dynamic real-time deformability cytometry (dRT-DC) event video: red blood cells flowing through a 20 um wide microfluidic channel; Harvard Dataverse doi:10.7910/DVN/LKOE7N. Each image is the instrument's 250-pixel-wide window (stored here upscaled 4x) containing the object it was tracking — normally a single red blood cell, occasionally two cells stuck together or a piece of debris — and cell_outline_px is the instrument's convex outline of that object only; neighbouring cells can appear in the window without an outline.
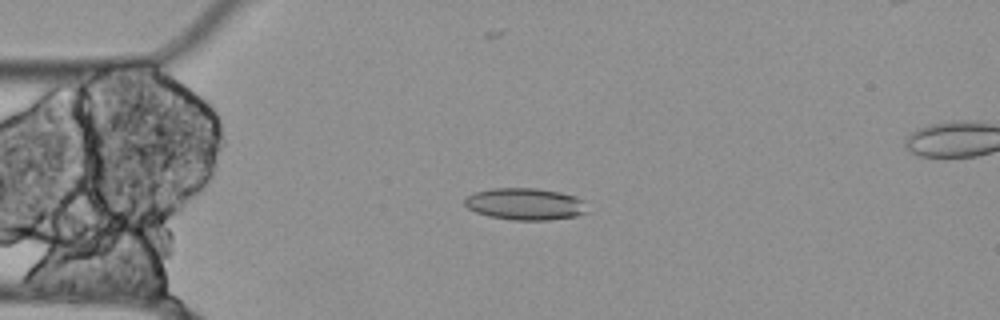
{"species": "Egyptian fruit bat (a non-hibernating species)", "species_latin": "Rousettus aegyptiacus", "temperature_condition": "cold", "stored_images_in_passage": 56, "camera_frame_rate_fps": 3000, "um_per_image_px": 0.085, "animal": {"sex": "female"}, "frame": {"image": 1, "passage_image": 13, "time_ms": 4.0, "image_size_px": [1000, 320], "cell_outline_px": [[588, 212], [576, 216], [548, 220], [512, 220], [488, 216], [476, 212], [468, 208], [464, 204], [464, 200], [472, 192], [492, 188], [536, 188], [560, 192], [576, 196], [584, 200]], "centroid_in_image_um": [44.65, 17.34], "position_along_channel_um": 40.4, "area_um2": 23.0}}
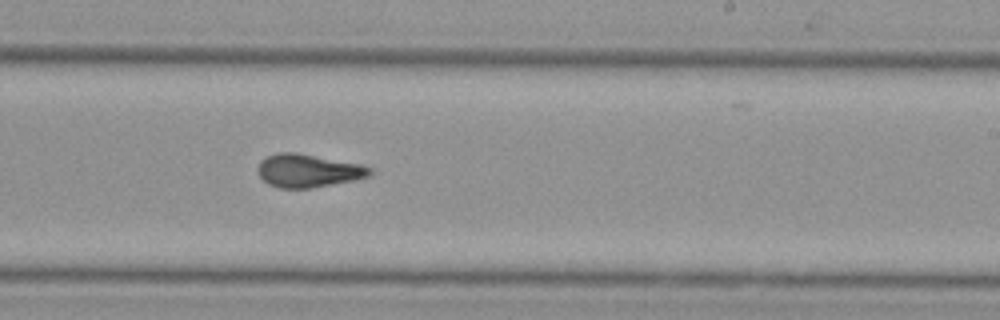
{"frame": {"image": 2, "passage_image": 33, "time_ms": 10.667, "image_size_px": [1000, 320], "cell_outline_px": [[372, 176], [352, 180], [308, 188], [280, 188], [268, 184], [260, 176], [256, 168], [260, 160], [276, 152], [296, 152], [360, 164], [372, 168]], "centroid_in_image_um": [26.16, 14.49], "position_along_channel_um": 262.8, "area_um2": 21.56}}
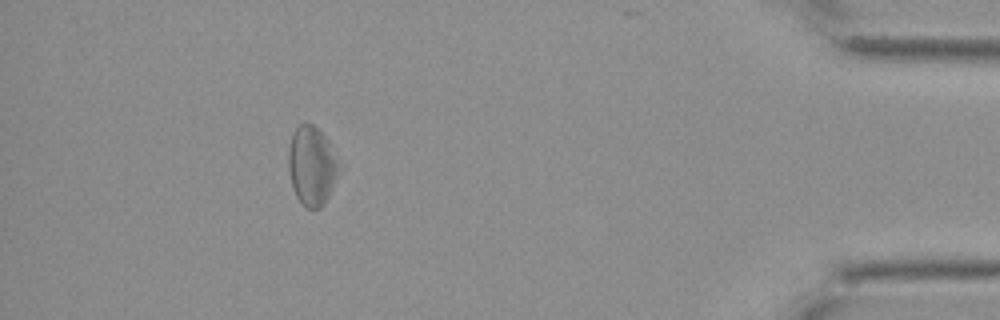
{"frame": {"image": 3, "passage_image": 50, "time_ms": 16.333, "image_size_px": [1000, 320], "cell_outline_px": [[344, 164], [324, 204], [320, 208], [308, 208], [296, 196], [292, 188], [288, 168], [288, 148], [292, 132], [300, 124], [312, 124], [328, 140]], "centroid_in_image_um": [26.54, 14.08], "position_along_channel_um": 408.7, "area_um2": 23.76}}